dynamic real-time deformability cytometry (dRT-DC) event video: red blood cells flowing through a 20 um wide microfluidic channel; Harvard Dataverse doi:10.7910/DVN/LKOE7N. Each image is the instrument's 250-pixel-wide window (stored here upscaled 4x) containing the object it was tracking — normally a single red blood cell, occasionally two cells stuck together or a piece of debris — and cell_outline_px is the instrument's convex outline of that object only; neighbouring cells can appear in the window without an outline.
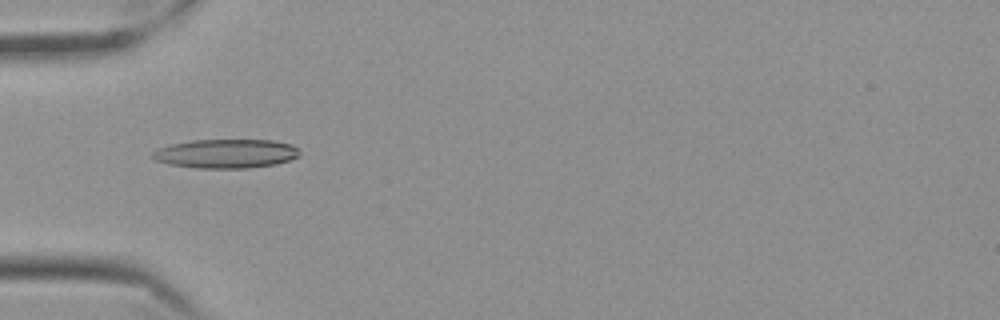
{"species": "Egyptian fruit bat (a non-hibernating species)", "species_latin": "Rousettus aegyptiacus", "temperature_condition": "cold", "stored_images_in_passage": 37, "camera_frame_rate_fps": 3000, "um_per_image_px": 0.085, "frame": {"image": 1, "passage_image": 4, "time_ms": 1.0, "image_size_px": [1000, 320], "cell_outline_px": [[300, 156], [276, 164], [248, 168], [196, 168], [168, 164], [156, 160], [152, 156], [152, 152], [156, 148], [172, 144], [192, 140], [272, 140], [292, 144], [300, 152]], "centroid_in_image_um": [19.2, 13.06], "position_along_channel_um": 65.8, "area_um2": 24.91}}
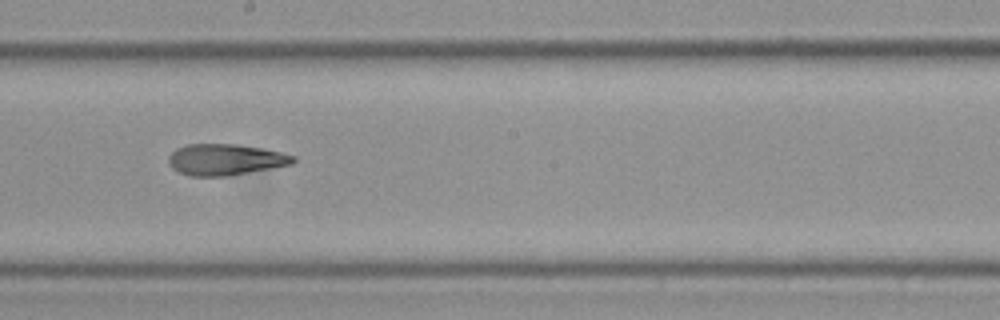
{"frame": {"image": 2, "passage_image": 18, "time_ms": 5.667, "image_size_px": [1000, 320], "cell_outline_px": [[296, 160], [292, 164], [224, 176], [188, 176], [172, 168], [168, 164], [168, 156], [176, 148], [188, 144], [236, 144], [260, 148], [280, 152], [296, 156]], "centroid_in_image_um": [19.11, 13.56], "position_along_channel_um": 229.1, "area_um2": 22.48}}
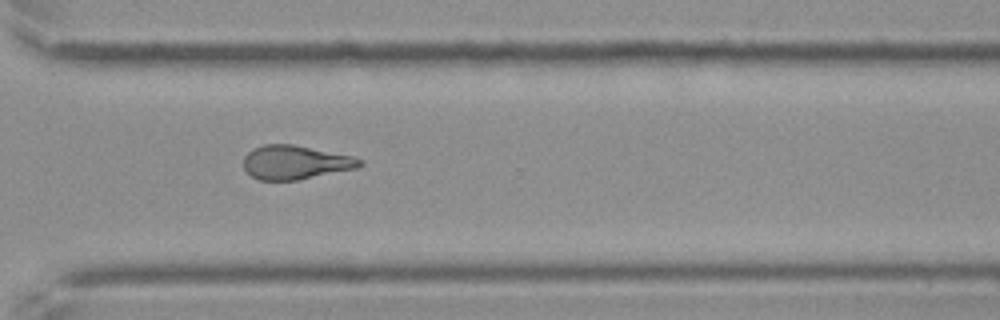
{"frame": {"image": 3, "passage_image": 28, "time_ms": 9.0, "image_size_px": [1000, 320], "cell_outline_px": [[364, 164], [356, 168], [296, 180], [260, 180], [252, 176], [244, 168], [244, 156], [252, 148], [264, 144], [292, 144], [352, 156], [364, 160]], "centroid_in_image_um": [25.09, 13.79], "position_along_channel_um": 345.5, "area_um2": 22.77}, "authors_computed_cell_mechanics": {"area_um2": 22.8888, "velocity_mm_per_s": 3.5051, "shape_relaxation_time_tau1_ms": null, "shape_relaxation_time_tau2_ms": 5.0653, "deformation_change_tau1": null, "deformation_change_tau2": 0.1488}}